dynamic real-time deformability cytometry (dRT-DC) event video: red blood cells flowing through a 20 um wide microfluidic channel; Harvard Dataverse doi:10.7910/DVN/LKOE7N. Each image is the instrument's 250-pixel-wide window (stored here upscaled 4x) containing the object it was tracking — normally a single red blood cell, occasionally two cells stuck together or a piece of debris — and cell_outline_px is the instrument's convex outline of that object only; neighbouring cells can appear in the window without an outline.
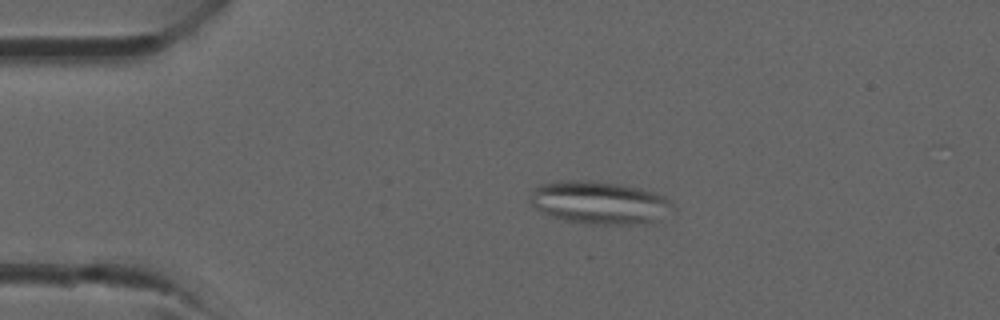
{"species": "common noctule bat (a hibernating species)", "species_latin": "Nyctalus noctula", "temperature_condition": "room temperature", "stored_images_in_passage": 37, "segment_of_instrument_passage": [1, 2], "camera_frame_rate_fps": 3000, "um_per_image_px": 0.085, "animal": {"sex": "male", "forearm_length_mm": 52.5}, "frame": {"image": 1, "passage_image": 8, "time_ms": 2.333, "image_size_px": [1000, 320], "cell_outline_px": [[676, 208], [652, 224], [592, 224], [564, 220], [540, 212], [528, 200], [532, 192], [540, 184], [556, 180], [592, 180], [620, 184], [640, 188], [664, 196]], "centroid_in_image_um": [50.96, 17.22], "position_along_channel_um": 34.0, "area_um2": 35.89}}